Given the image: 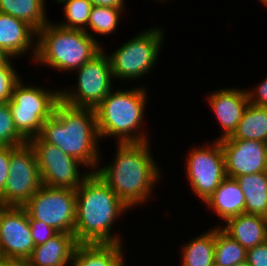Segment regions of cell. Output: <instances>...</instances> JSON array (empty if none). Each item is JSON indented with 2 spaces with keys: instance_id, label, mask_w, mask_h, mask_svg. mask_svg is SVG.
Masks as SVG:
<instances>
[{
  "instance_id": "25",
  "label": "cell",
  "mask_w": 267,
  "mask_h": 266,
  "mask_svg": "<svg viewBox=\"0 0 267 266\" xmlns=\"http://www.w3.org/2000/svg\"><path fill=\"white\" fill-rule=\"evenodd\" d=\"M126 8H114L109 6L94 5L89 16L87 29L85 32L94 38L101 46L102 43L95 36H108L116 32L119 27V22L123 18L124 10ZM123 13V14H122ZM118 25V26H117ZM91 29V31H89ZM93 31V34H92Z\"/></svg>"
},
{
  "instance_id": "38",
  "label": "cell",
  "mask_w": 267,
  "mask_h": 266,
  "mask_svg": "<svg viewBox=\"0 0 267 266\" xmlns=\"http://www.w3.org/2000/svg\"><path fill=\"white\" fill-rule=\"evenodd\" d=\"M235 266H250L246 261Z\"/></svg>"
},
{
  "instance_id": "8",
  "label": "cell",
  "mask_w": 267,
  "mask_h": 266,
  "mask_svg": "<svg viewBox=\"0 0 267 266\" xmlns=\"http://www.w3.org/2000/svg\"><path fill=\"white\" fill-rule=\"evenodd\" d=\"M76 71V88L61 89V101L73 107L95 109L113 89L114 77L108 52L103 48Z\"/></svg>"
},
{
  "instance_id": "19",
  "label": "cell",
  "mask_w": 267,
  "mask_h": 266,
  "mask_svg": "<svg viewBox=\"0 0 267 266\" xmlns=\"http://www.w3.org/2000/svg\"><path fill=\"white\" fill-rule=\"evenodd\" d=\"M123 245V243L77 244L69 266H126Z\"/></svg>"
},
{
  "instance_id": "16",
  "label": "cell",
  "mask_w": 267,
  "mask_h": 266,
  "mask_svg": "<svg viewBox=\"0 0 267 266\" xmlns=\"http://www.w3.org/2000/svg\"><path fill=\"white\" fill-rule=\"evenodd\" d=\"M36 40L37 31L27 22L0 12V48L15 59L32 51L33 62L36 55Z\"/></svg>"
},
{
  "instance_id": "36",
  "label": "cell",
  "mask_w": 267,
  "mask_h": 266,
  "mask_svg": "<svg viewBox=\"0 0 267 266\" xmlns=\"http://www.w3.org/2000/svg\"><path fill=\"white\" fill-rule=\"evenodd\" d=\"M0 266H27V264L24 261L2 260L0 258Z\"/></svg>"
},
{
  "instance_id": "28",
  "label": "cell",
  "mask_w": 267,
  "mask_h": 266,
  "mask_svg": "<svg viewBox=\"0 0 267 266\" xmlns=\"http://www.w3.org/2000/svg\"><path fill=\"white\" fill-rule=\"evenodd\" d=\"M27 141L17 132L8 103L0 104V146H19Z\"/></svg>"
},
{
  "instance_id": "29",
  "label": "cell",
  "mask_w": 267,
  "mask_h": 266,
  "mask_svg": "<svg viewBox=\"0 0 267 266\" xmlns=\"http://www.w3.org/2000/svg\"><path fill=\"white\" fill-rule=\"evenodd\" d=\"M12 63L0 67V104L8 103L15 85L22 79Z\"/></svg>"
},
{
  "instance_id": "1",
  "label": "cell",
  "mask_w": 267,
  "mask_h": 266,
  "mask_svg": "<svg viewBox=\"0 0 267 266\" xmlns=\"http://www.w3.org/2000/svg\"><path fill=\"white\" fill-rule=\"evenodd\" d=\"M150 143L116 142L113 161L99 165L96 171L130 209L143 207L149 202L162 177L159 164L150 151Z\"/></svg>"
},
{
  "instance_id": "15",
  "label": "cell",
  "mask_w": 267,
  "mask_h": 266,
  "mask_svg": "<svg viewBox=\"0 0 267 266\" xmlns=\"http://www.w3.org/2000/svg\"><path fill=\"white\" fill-rule=\"evenodd\" d=\"M206 100L222 129L220 137L215 140L232 136L249 104L247 91L236 87L221 88L210 92Z\"/></svg>"
},
{
  "instance_id": "14",
  "label": "cell",
  "mask_w": 267,
  "mask_h": 266,
  "mask_svg": "<svg viewBox=\"0 0 267 266\" xmlns=\"http://www.w3.org/2000/svg\"><path fill=\"white\" fill-rule=\"evenodd\" d=\"M226 177L267 171V143L258 140L222 139Z\"/></svg>"
},
{
  "instance_id": "3",
  "label": "cell",
  "mask_w": 267,
  "mask_h": 266,
  "mask_svg": "<svg viewBox=\"0 0 267 266\" xmlns=\"http://www.w3.org/2000/svg\"><path fill=\"white\" fill-rule=\"evenodd\" d=\"M81 162L89 172L101 163V148L95 109L73 107L60 101L54 114L42 126L39 135Z\"/></svg>"
},
{
  "instance_id": "7",
  "label": "cell",
  "mask_w": 267,
  "mask_h": 266,
  "mask_svg": "<svg viewBox=\"0 0 267 266\" xmlns=\"http://www.w3.org/2000/svg\"><path fill=\"white\" fill-rule=\"evenodd\" d=\"M164 33L157 25L148 27L108 53L115 80L132 82L151 73L163 47Z\"/></svg>"
},
{
  "instance_id": "26",
  "label": "cell",
  "mask_w": 267,
  "mask_h": 266,
  "mask_svg": "<svg viewBox=\"0 0 267 266\" xmlns=\"http://www.w3.org/2000/svg\"><path fill=\"white\" fill-rule=\"evenodd\" d=\"M247 250L215 226V263L235 266L246 261Z\"/></svg>"
},
{
  "instance_id": "13",
  "label": "cell",
  "mask_w": 267,
  "mask_h": 266,
  "mask_svg": "<svg viewBox=\"0 0 267 266\" xmlns=\"http://www.w3.org/2000/svg\"><path fill=\"white\" fill-rule=\"evenodd\" d=\"M34 247L26 210L3 206L0 209V258L25 262Z\"/></svg>"
},
{
  "instance_id": "32",
  "label": "cell",
  "mask_w": 267,
  "mask_h": 266,
  "mask_svg": "<svg viewBox=\"0 0 267 266\" xmlns=\"http://www.w3.org/2000/svg\"><path fill=\"white\" fill-rule=\"evenodd\" d=\"M246 91L249 103L267 108V78H264L257 86L255 85V88H247Z\"/></svg>"
},
{
  "instance_id": "40",
  "label": "cell",
  "mask_w": 267,
  "mask_h": 266,
  "mask_svg": "<svg viewBox=\"0 0 267 266\" xmlns=\"http://www.w3.org/2000/svg\"><path fill=\"white\" fill-rule=\"evenodd\" d=\"M58 4L62 1V0H55ZM45 4L47 2V0H44Z\"/></svg>"
},
{
  "instance_id": "39",
  "label": "cell",
  "mask_w": 267,
  "mask_h": 266,
  "mask_svg": "<svg viewBox=\"0 0 267 266\" xmlns=\"http://www.w3.org/2000/svg\"><path fill=\"white\" fill-rule=\"evenodd\" d=\"M155 1V0H154ZM157 2H160V4H161V2L163 3H168L169 2V0H156ZM168 1V2H167Z\"/></svg>"
},
{
  "instance_id": "10",
  "label": "cell",
  "mask_w": 267,
  "mask_h": 266,
  "mask_svg": "<svg viewBox=\"0 0 267 266\" xmlns=\"http://www.w3.org/2000/svg\"><path fill=\"white\" fill-rule=\"evenodd\" d=\"M186 155L185 173L191 191L205 203L226 178L224 155L220 140L193 146Z\"/></svg>"
},
{
  "instance_id": "2",
  "label": "cell",
  "mask_w": 267,
  "mask_h": 266,
  "mask_svg": "<svg viewBox=\"0 0 267 266\" xmlns=\"http://www.w3.org/2000/svg\"><path fill=\"white\" fill-rule=\"evenodd\" d=\"M76 207L78 244L123 243L120 233L111 229L131 209L96 172H90L76 189Z\"/></svg>"
},
{
  "instance_id": "31",
  "label": "cell",
  "mask_w": 267,
  "mask_h": 266,
  "mask_svg": "<svg viewBox=\"0 0 267 266\" xmlns=\"http://www.w3.org/2000/svg\"><path fill=\"white\" fill-rule=\"evenodd\" d=\"M246 262L250 266H267V240L247 250Z\"/></svg>"
},
{
  "instance_id": "17",
  "label": "cell",
  "mask_w": 267,
  "mask_h": 266,
  "mask_svg": "<svg viewBox=\"0 0 267 266\" xmlns=\"http://www.w3.org/2000/svg\"><path fill=\"white\" fill-rule=\"evenodd\" d=\"M77 244L74 234L58 232L35 246L25 262L27 266H69Z\"/></svg>"
},
{
  "instance_id": "18",
  "label": "cell",
  "mask_w": 267,
  "mask_h": 266,
  "mask_svg": "<svg viewBox=\"0 0 267 266\" xmlns=\"http://www.w3.org/2000/svg\"><path fill=\"white\" fill-rule=\"evenodd\" d=\"M224 223L218 224L219 228L246 250L267 240V218L264 216L243 213Z\"/></svg>"
},
{
  "instance_id": "33",
  "label": "cell",
  "mask_w": 267,
  "mask_h": 266,
  "mask_svg": "<svg viewBox=\"0 0 267 266\" xmlns=\"http://www.w3.org/2000/svg\"><path fill=\"white\" fill-rule=\"evenodd\" d=\"M16 146H0V194L3 192L9 177L11 151Z\"/></svg>"
},
{
  "instance_id": "22",
  "label": "cell",
  "mask_w": 267,
  "mask_h": 266,
  "mask_svg": "<svg viewBox=\"0 0 267 266\" xmlns=\"http://www.w3.org/2000/svg\"><path fill=\"white\" fill-rule=\"evenodd\" d=\"M196 237L182 245L181 266H212L215 262V227Z\"/></svg>"
},
{
  "instance_id": "5",
  "label": "cell",
  "mask_w": 267,
  "mask_h": 266,
  "mask_svg": "<svg viewBox=\"0 0 267 266\" xmlns=\"http://www.w3.org/2000/svg\"><path fill=\"white\" fill-rule=\"evenodd\" d=\"M102 49L85 31L65 29L50 20L37 31L33 62L60 72H75Z\"/></svg>"
},
{
  "instance_id": "21",
  "label": "cell",
  "mask_w": 267,
  "mask_h": 266,
  "mask_svg": "<svg viewBox=\"0 0 267 266\" xmlns=\"http://www.w3.org/2000/svg\"><path fill=\"white\" fill-rule=\"evenodd\" d=\"M245 198V213L267 218V171L234 178Z\"/></svg>"
},
{
  "instance_id": "30",
  "label": "cell",
  "mask_w": 267,
  "mask_h": 266,
  "mask_svg": "<svg viewBox=\"0 0 267 266\" xmlns=\"http://www.w3.org/2000/svg\"><path fill=\"white\" fill-rule=\"evenodd\" d=\"M29 225L31 228V235L35 246L47 242L51 237L56 235V231L53 227L43 223L42 221L29 217Z\"/></svg>"
},
{
  "instance_id": "23",
  "label": "cell",
  "mask_w": 267,
  "mask_h": 266,
  "mask_svg": "<svg viewBox=\"0 0 267 266\" xmlns=\"http://www.w3.org/2000/svg\"><path fill=\"white\" fill-rule=\"evenodd\" d=\"M46 7L44 0H0V12L24 20L36 31L50 21Z\"/></svg>"
},
{
  "instance_id": "34",
  "label": "cell",
  "mask_w": 267,
  "mask_h": 266,
  "mask_svg": "<svg viewBox=\"0 0 267 266\" xmlns=\"http://www.w3.org/2000/svg\"><path fill=\"white\" fill-rule=\"evenodd\" d=\"M93 5L109 6L114 8H125V0H89ZM125 5V6H124Z\"/></svg>"
},
{
  "instance_id": "9",
  "label": "cell",
  "mask_w": 267,
  "mask_h": 266,
  "mask_svg": "<svg viewBox=\"0 0 267 266\" xmlns=\"http://www.w3.org/2000/svg\"><path fill=\"white\" fill-rule=\"evenodd\" d=\"M28 217L42 221L58 232L74 234L76 190L42 185L22 206Z\"/></svg>"
},
{
  "instance_id": "6",
  "label": "cell",
  "mask_w": 267,
  "mask_h": 266,
  "mask_svg": "<svg viewBox=\"0 0 267 266\" xmlns=\"http://www.w3.org/2000/svg\"><path fill=\"white\" fill-rule=\"evenodd\" d=\"M36 85H25L22 78L8 101L15 128L27 142L40 135L43 123L54 114L61 101V89Z\"/></svg>"
},
{
  "instance_id": "11",
  "label": "cell",
  "mask_w": 267,
  "mask_h": 266,
  "mask_svg": "<svg viewBox=\"0 0 267 266\" xmlns=\"http://www.w3.org/2000/svg\"><path fill=\"white\" fill-rule=\"evenodd\" d=\"M42 186L34 148L29 142L11 151L9 177L0 204L22 207Z\"/></svg>"
},
{
  "instance_id": "27",
  "label": "cell",
  "mask_w": 267,
  "mask_h": 266,
  "mask_svg": "<svg viewBox=\"0 0 267 266\" xmlns=\"http://www.w3.org/2000/svg\"><path fill=\"white\" fill-rule=\"evenodd\" d=\"M60 4L63 5L66 21L55 23L65 29L85 31L94 5L89 0H62Z\"/></svg>"
},
{
  "instance_id": "41",
  "label": "cell",
  "mask_w": 267,
  "mask_h": 266,
  "mask_svg": "<svg viewBox=\"0 0 267 266\" xmlns=\"http://www.w3.org/2000/svg\"><path fill=\"white\" fill-rule=\"evenodd\" d=\"M212 266H221V265L214 262Z\"/></svg>"
},
{
  "instance_id": "35",
  "label": "cell",
  "mask_w": 267,
  "mask_h": 266,
  "mask_svg": "<svg viewBox=\"0 0 267 266\" xmlns=\"http://www.w3.org/2000/svg\"><path fill=\"white\" fill-rule=\"evenodd\" d=\"M14 58L4 49L0 48V67L6 66Z\"/></svg>"
},
{
  "instance_id": "37",
  "label": "cell",
  "mask_w": 267,
  "mask_h": 266,
  "mask_svg": "<svg viewBox=\"0 0 267 266\" xmlns=\"http://www.w3.org/2000/svg\"><path fill=\"white\" fill-rule=\"evenodd\" d=\"M262 5L266 6L267 8V0H258Z\"/></svg>"
},
{
  "instance_id": "12",
  "label": "cell",
  "mask_w": 267,
  "mask_h": 266,
  "mask_svg": "<svg viewBox=\"0 0 267 266\" xmlns=\"http://www.w3.org/2000/svg\"><path fill=\"white\" fill-rule=\"evenodd\" d=\"M29 143L35 150L42 185L76 190L90 174L87 170L80 171L81 167L85 168L81 162L59 147L45 142L40 136Z\"/></svg>"
},
{
  "instance_id": "20",
  "label": "cell",
  "mask_w": 267,
  "mask_h": 266,
  "mask_svg": "<svg viewBox=\"0 0 267 266\" xmlns=\"http://www.w3.org/2000/svg\"><path fill=\"white\" fill-rule=\"evenodd\" d=\"M222 222L245 213V198L235 179L226 177L204 203Z\"/></svg>"
},
{
  "instance_id": "24",
  "label": "cell",
  "mask_w": 267,
  "mask_h": 266,
  "mask_svg": "<svg viewBox=\"0 0 267 266\" xmlns=\"http://www.w3.org/2000/svg\"><path fill=\"white\" fill-rule=\"evenodd\" d=\"M225 139L258 140L267 143V108L249 103L236 131Z\"/></svg>"
},
{
  "instance_id": "4",
  "label": "cell",
  "mask_w": 267,
  "mask_h": 266,
  "mask_svg": "<svg viewBox=\"0 0 267 266\" xmlns=\"http://www.w3.org/2000/svg\"><path fill=\"white\" fill-rule=\"evenodd\" d=\"M147 90L140 85L111 90L101 101L95 108L100 143L109 137L116 138L117 143L149 141V134L144 131Z\"/></svg>"
}]
</instances>
